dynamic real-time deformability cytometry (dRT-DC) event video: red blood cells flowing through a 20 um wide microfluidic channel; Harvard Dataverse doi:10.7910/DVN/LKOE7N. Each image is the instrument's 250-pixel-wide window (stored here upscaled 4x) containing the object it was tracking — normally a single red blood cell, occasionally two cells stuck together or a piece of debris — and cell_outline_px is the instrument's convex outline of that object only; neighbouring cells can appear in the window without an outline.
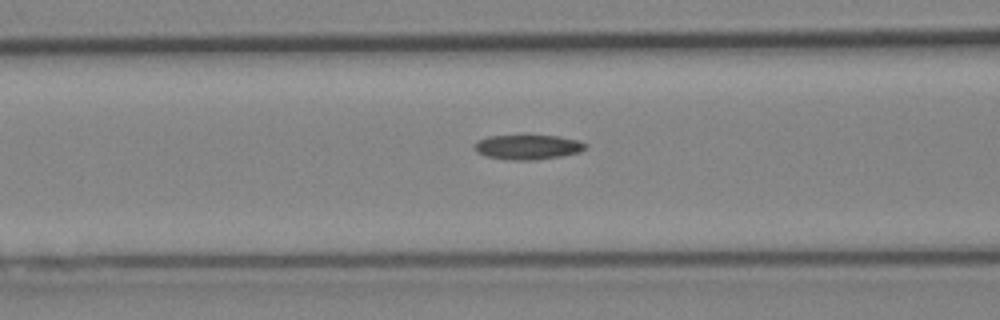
{"species": "Egyptian fruit bat (a non-hibernating species)", "species_latin": "Rousettus aegyptiacus", "temperature_condition": "cold", "stored_images_in_passage": 4, "segment_of_instrument_passage": [2, 2], "camera_frame_rate_fps": 3000, "um_per_image_px": 0.085, "animal": {"sex": "female"}, "frame": {"image": 1, "passage_image": 4, "time_ms": 1.0, "image_size_px": [1000, 320], "cell_outline_px": [[588, 148], [580, 152], [560, 156], [532, 160], [508, 160], [484, 156], [476, 152], [472, 148], [472, 144], [476, 140], [488, 136], [560, 136], [580, 140], [588, 144]], "centroid_in_image_um": [44.83, 12.5], "position_along_channel_um": 121.8, "area_um2": 16.3}}